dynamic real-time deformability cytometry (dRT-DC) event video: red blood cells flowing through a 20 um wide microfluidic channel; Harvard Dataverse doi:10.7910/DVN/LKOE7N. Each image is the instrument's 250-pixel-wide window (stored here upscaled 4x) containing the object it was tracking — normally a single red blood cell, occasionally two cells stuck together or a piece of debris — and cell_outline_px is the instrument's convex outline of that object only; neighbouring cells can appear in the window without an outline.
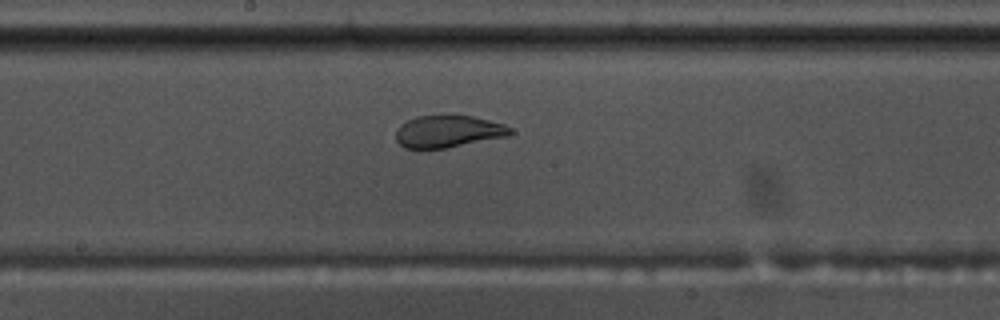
{"species": "common noctule bat (a hibernating species)", "species_latin": "Nyctalus noctula", "temperature_condition": "warm", "stored_images_in_passage": 49, "camera_frame_rate_fps": 3000, "um_per_image_px": 0.085, "animal": {"sex": "male", "body_mass_g": 17.5, "forearm_length_mm": 52.3}, "frame": {"image": 1, "passage_image": 29, "time_ms": 9.333, "image_size_px": [1000, 320], "cell_outline_px": [[516, 132], [508, 136], [448, 148], [404, 148], [396, 140], [396, 128], [400, 124], [416, 116], [452, 112], [456, 112], [504, 124], [512, 128]], "centroid_in_image_um": [38.11, 11.12], "position_along_channel_um": 210.1, "area_um2": 22.31}}
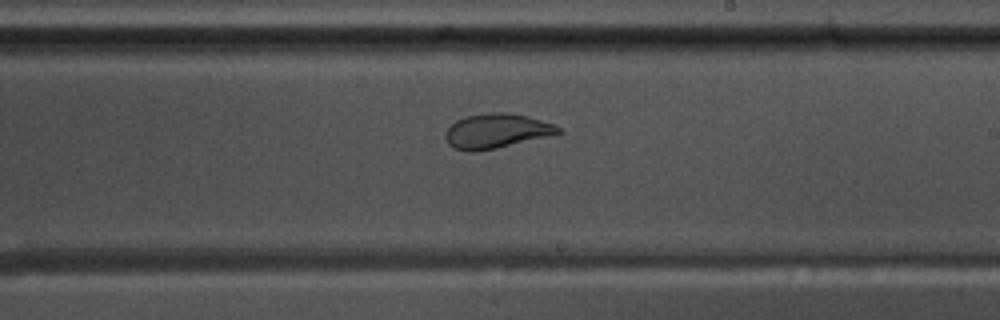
{"frame": {"image": 2, "passage_image": 32, "time_ms": 10.333, "image_size_px": [1000, 320], "cell_outline_px": [[564, 132], [548, 136], [496, 148], [472, 152], [452, 148], [448, 144], [444, 136], [448, 128], [456, 120], [464, 116], [492, 112], [504, 112], [524, 116], [556, 124]], "centroid_in_image_um": [42.17, 11.14], "position_along_channel_um": 246.8, "area_um2": 22.6}}
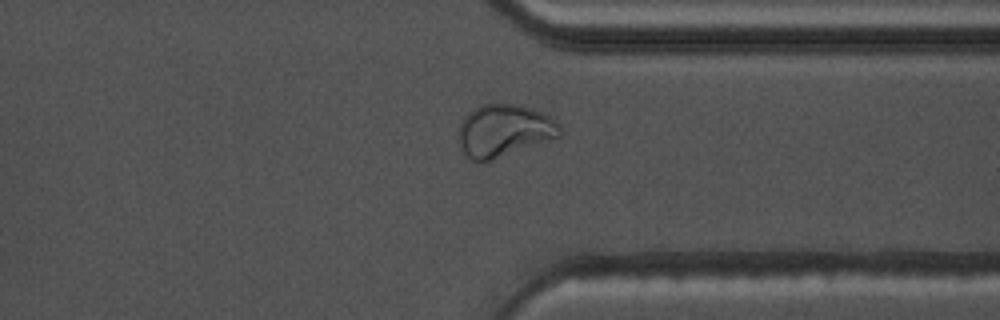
{"frame": {"image": 3, "passage_image": 42, "time_ms": 13.667, "image_size_px": [1000, 320], "cell_outline_px": [[560, 136], [488, 160], [472, 160], [460, 148], [456, 140], [460, 120], [468, 112], [484, 104], [516, 104], [532, 108], [544, 112], [552, 116], [560, 124]], "centroid_in_image_um": [42.81, 11.06], "position_along_channel_um": 368.6, "area_um2": 30.69}}